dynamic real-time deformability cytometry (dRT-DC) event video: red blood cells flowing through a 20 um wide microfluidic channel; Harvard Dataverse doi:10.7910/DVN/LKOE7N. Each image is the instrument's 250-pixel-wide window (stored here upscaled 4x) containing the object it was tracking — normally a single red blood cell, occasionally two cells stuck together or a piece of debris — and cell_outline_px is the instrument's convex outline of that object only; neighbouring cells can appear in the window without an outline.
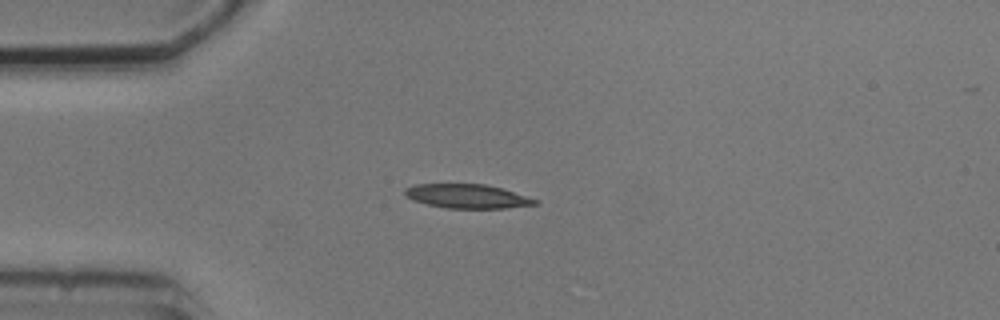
{"species": "common noctule bat (a hibernating species)", "species_latin": "Nyctalus noctula", "temperature_condition": "cold", "stored_images_in_passage": 8, "camera_frame_rate_fps": 3000, "um_per_image_px": 0.085, "animal": {"sex": "male", "body_mass_g": 20.5, "forearm_length_mm": 52.5}, "frame": {"image": 1, "passage_image": 3, "time_ms": 2.667, "image_size_px": [1000, 320], "cell_outline_px": [[540, 204], [504, 208], [448, 208], [428, 204], [412, 200], [404, 196], [404, 188], [416, 184], [484, 184], [500, 188], [540, 200]], "centroid_in_image_um": [39.7, 16.68], "position_along_channel_um": 45.3, "area_um2": 18.21}}
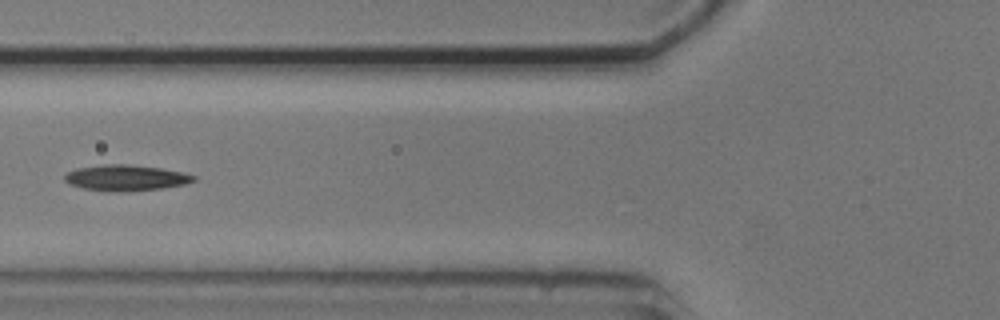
{"frame": {"image": 2, "passage_image": 5, "time_ms": 5.0, "image_size_px": [1000, 320], "cell_outline_px": [[196, 180], [184, 184], [160, 188], [124, 192], [120, 192], [84, 188], [68, 184], [64, 180], [64, 176], [68, 172], [76, 168], [104, 164], [128, 164], [160, 168], [184, 172], [196, 176]], "centroid_in_image_um": [10.69, 15.1], "position_along_channel_um": 115.1, "area_um2": 19.36}}
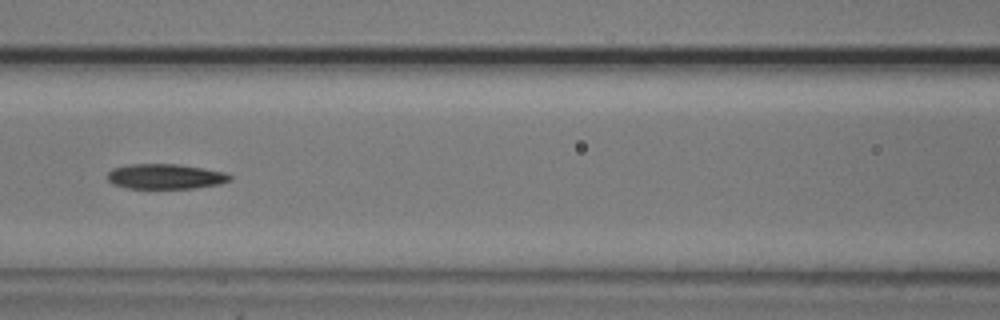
{"frame": {"image": 3, "passage_image": 6, "time_ms": 6.0, "image_size_px": [1000, 320], "cell_outline_px": [[232, 180], [220, 184], [196, 188], [124, 188], [112, 184], [108, 180], [108, 172], [112, 168], [128, 164], [180, 164], [204, 168], [224, 172], [232, 176]], "centroid_in_image_um": [14.06, 15.0], "position_along_channel_um": 152.5, "area_um2": 18.09}}